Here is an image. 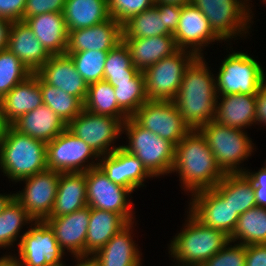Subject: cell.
Returning a JSON list of instances; mask_svg holds the SVG:
<instances>
[{
  "mask_svg": "<svg viewBox=\"0 0 266 266\" xmlns=\"http://www.w3.org/2000/svg\"><path fill=\"white\" fill-rule=\"evenodd\" d=\"M205 62L203 56H197L189 64L173 100L183 120L192 130L213 121L216 115L215 77Z\"/></svg>",
  "mask_w": 266,
  "mask_h": 266,
  "instance_id": "1",
  "label": "cell"
},
{
  "mask_svg": "<svg viewBox=\"0 0 266 266\" xmlns=\"http://www.w3.org/2000/svg\"><path fill=\"white\" fill-rule=\"evenodd\" d=\"M178 172L183 189L196 193L214 188L225 176L198 129L191 130L176 146L171 170Z\"/></svg>",
  "mask_w": 266,
  "mask_h": 266,
  "instance_id": "2",
  "label": "cell"
},
{
  "mask_svg": "<svg viewBox=\"0 0 266 266\" xmlns=\"http://www.w3.org/2000/svg\"><path fill=\"white\" fill-rule=\"evenodd\" d=\"M46 155L45 142L21 134L11 125L0 138V168L11 181L47 170Z\"/></svg>",
  "mask_w": 266,
  "mask_h": 266,
  "instance_id": "3",
  "label": "cell"
},
{
  "mask_svg": "<svg viewBox=\"0 0 266 266\" xmlns=\"http://www.w3.org/2000/svg\"><path fill=\"white\" fill-rule=\"evenodd\" d=\"M187 223L169 246V253L180 266H201L230 240L224 232L204 226L190 212ZM183 264V265H182Z\"/></svg>",
  "mask_w": 266,
  "mask_h": 266,
  "instance_id": "4",
  "label": "cell"
},
{
  "mask_svg": "<svg viewBox=\"0 0 266 266\" xmlns=\"http://www.w3.org/2000/svg\"><path fill=\"white\" fill-rule=\"evenodd\" d=\"M122 132H126L129 139L128 145H121L122 148L135 155L153 177L171 173L174 144L140 126L132 117L123 122Z\"/></svg>",
  "mask_w": 266,
  "mask_h": 266,
  "instance_id": "5",
  "label": "cell"
},
{
  "mask_svg": "<svg viewBox=\"0 0 266 266\" xmlns=\"http://www.w3.org/2000/svg\"><path fill=\"white\" fill-rule=\"evenodd\" d=\"M204 136L217 164L225 173L245 172L239 168L253 152V143L244 130L211 121L198 129ZM238 165V166H237Z\"/></svg>",
  "mask_w": 266,
  "mask_h": 266,
  "instance_id": "6",
  "label": "cell"
},
{
  "mask_svg": "<svg viewBox=\"0 0 266 266\" xmlns=\"http://www.w3.org/2000/svg\"><path fill=\"white\" fill-rule=\"evenodd\" d=\"M265 77L263 68L255 59L246 53L234 52L222 61L215 78L217 95H256Z\"/></svg>",
  "mask_w": 266,
  "mask_h": 266,
  "instance_id": "7",
  "label": "cell"
},
{
  "mask_svg": "<svg viewBox=\"0 0 266 266\" xmlns=\"http://www.w3.org/2000/svg\"><path fill=\"white\" fill-rule=\"evenodd\" d=\"M196 57L189 50L179 49L146 69L143 74L148 100L173 101L186 68Z\"/></svg>",
  "mask_w": 266,
  "mask_h": 266,
  "instance_id": "8",
  "label": "cell"
},
{
  "mask_svg": "<svg viewBox=\"0 0 266 266\" xmlns=\"http://www.w3.org/2000/svg\"><path fill=\"white\" fill-rule=\"evenodd\" d=\"M242 1L243 0H191V3L207 18L213 32L221 40L226 41V39L235 38L239 34H246L248 28L251 27L249 25L253 18L251 17L252 15H250V13H252L250 10L251 7L249 8L247 4L249 2L246 0Z\"/></svg>",
  "mask_w": 266,
  "mask_h": 266,
  "instance_id": "9",
  "label": "cell"
},
{
  "mask_svg": "<svg viewBox=\"0 0 266 266\" xmlns=\"http://www.w3.org/2000/svg\"><path fill=\"white\" fill-rule=\"evenodd\" d=\"M47 170L59 173L86 172L98 167V162H89L100 156L82 139L67 128L46 144ZM86 162L87 165L85 164Z\"/></svg>",
  "mask_w": 266,
  "mask_h": 266,
  "instance_id": "10",
  "label": "cell"
},
{
  "mask_svg": "<svg viewBox=\"0 0 266 266\" xmlns=\"http://www.w3.org/2000/svg\"><path fill=\"white\" fill-rule=\"evenodd\" d=\"M19 237V258L13 256L17 266H55L62 263L65 252L45 220L35 221L34 227L31 226Z\"/></svg>",
  "mask_w": 266,
  "mask_h": 266,
  "instance_id": "11",
  "label": "cell"
},
{
  "mask_svg": "<svg viewBox=\"0 0 266 266\" xmlns=\"http://www.w3.org/2000/svg\"><path fill=\"white\" fill-rule=\"evenodd\" d=\"M131 117L175 146L192 130L173 101L147 100Z\"/></svg>",
  "mask_w": 266,
  "mask_h": 266,
  "instance_id": "12",
  "label": "cell"
},
{
  "mask_svg": "<svg viewBox=\"0 0 266 266\" xmlns=\"http://www.w3.org/2000/svg\"><path fill=\"white\" fill-rule=\"evenodd\" d=\"M123 122L112 116L95 114L83 109L68 125L67 129L82 139L99 156L107 155L117 148L109 147L123 133Z\"/></svg>",
  "mask_w": 266,
  "mask_h": 266,
  "instance_id": "13",
  "label": "cell"
},
{
  "mask_svg": "<svg viewBox=\"0 0 266 266\" xmlns=\"http://www.w3.org/2000/svg\"><path fill=\"white\" fill-rule=\"evenodd\" d=\"M85 179L90 208L118 213L128 223L134 220L132 202L127 199L132 192L128 188L109 180L99 167L86 171Z\"/></svg>",
  "mask_w": 266,
  "mask_h": 266,
  "instance_id": "14",
  "label": "cell"
},
{
  "mask_svg": "<svg viewBox=\"0 0 266 266\" xmlns=\"http://www.w3.org/2000/svg\"><path fill=\"white\" fill-rule=\"evenodd\" d=\"M60 173L52 170L22 179L26 186L14 194V198L23 206L35 221L46 220L53 209L58 189Z\"/></svg>",
  "mask_w": 266,
  "mask_h": 266,
  "instance_id": "15",
  "label": "cell"
},
{
  "mask_svg": "<svg viewBox=\"0 0 266 266\" xmlns=\"http://www.w3.org/2000/svg\"><path fill=\"white\" fill-rule=\"evenodd\" d=\"M191 196L189 212L204 226L218 229L230 237L239 218L230 203L214 188L198 191Z\"/></svg>",
  "mask_w": 266,
  "mask_h": 266,
  "instance_id": "16",
  "label": "cell"
},
{
  "mask_svg": "<svg viewBox=\"0 0 266 266\" xmlns=\"http://www.w3.org/2000/svg\"><path fill=\"white\" fill-rule=\"evenodd\" d=\"M177 47L202 56V48L221 39L213 32L209 21L192 3L181 6V15L173 33ZM190 48V49H188Z\"/></svg>",
  "mask_w": 266,
  "mask_h": 266,
  "instance_id": "17",
  "label": "cell"
},
{
  "mask_svg": "<svg viewBox=\"0 0 266 266\" xmlns=\"http://www.w3.org/2000/svg\"><path fill=\"white\" fill-rule=\"evenodd\" d=\"M98 167L112 182L128 188L132 193L144 186L147 177L153 176L146 170L142 162L122 147L113 152L100 156ZM143 183V184H142Z\"/></svg>",
  "mask_w": 266,
  "mask_h": 266,
  "instance_id": "18",
  "label": "cell"
},
{
  "mask_svg": "<svg viewBox=\"0 0 266 266\" xmlns=\"http://www.w3.org/2000/svg\"><path fill=\"white\" fill-rule=\"evenodd\" d=\"M122 25L110 18L99 24L68 31L66 52L109 51L122 41Z\"/></svg>",
  "mask_w": 266,
  "mask_h": 266,
  "instance_id": "19",
  "label": "cell"
},
{
  "mask_svg": "<svg viewBox=\"0 0 266 266\" xmlns=\"http://www.w3.org/2000/svg\"><path fill=\"white\" fill-rule=\"evenodd\" d=\"M47 84L77 97L83 104L88 93V84L77 72L67 54L51 55L36 72Z\"/></svg>",
  "mask_w": 266,
  "mask_h": 266,
  "instance_id": "20",
  "label": "cell"
},
{
  "mask_svg": "<svg viewBox=\"0 0 266 266\" xmlns=\"http://www.w3.org/2000/svg\"><path fill=\"white\" fill-rule=\"evenodd\" d=\"M91 208L82 209L61 217H48L45 221L54 230L56 240L63 251L74 256L85 255V241Z\"/></svg>",
  "mask_w": 266,
  "mask_h": 266,
  "instance_id": "21",
  "label": "cell"
},
{
  "mask_svg": "<svg viewBox=\"0 0 266 266\" xmlns=\"http://www.w3.org/2000/svg\"><path fill=\"white\" fill-rule=\"evenodd\" d=\"M7 49L17 56L32 73H36L51 56L24 21L11 23Z\"/></svg>",
  "mask_w": 266,
  "mask_h": 266,
  "instance_id": "22",
  "label": "cell"
},
{
  "mask_svg": "<svg viewBox=\"0 0 266 266\" xmlns=\"http://www.w3.org/2000/svg\"><path fill=\"white\" fill-rule=\"evenodd\" d=\"M122 41L129 49L132 65L140 72L179 50L173 35L122 38Z\"/></svg>",
  "mask_w": 266,
  "mask_h": 266,
  "instance_id": "23",
  "label": "cell"
},
{
  "mask_svg": "<svg viewBox=\"0 0 266 266\" xmlns=\"http://www.w3.org/2000/svg\"><path fill=\"white\" fill-rule=\"evenodd\" d=\"M24 22L50 55H63L68 44V31L63 13H44L26 18Z\"/></svg>",
  "mask_w": 266,
  "mask_h": 266,
  "instance_id": "24",
  "label": "cell"
},
{
  "mask_svg": "<svg viewBox=\"0 0 266 266\" xmlns=\"http://www.w3.org/2000/svg\"><path fill=\"white\" fill-rule=\"evenodd\" d=\"M11 126L19 133L41 140L46 144L67 128V124L44 104L23 114Z\"/></svg>",
  "mask_w": 266,
  "mask_h": 266,
  "instance_id": "25",
  "label": "cell"
},
{
  "mask_svg": "<svg viewBox=\"0 0 266 266\" xmlns=\"http://www.w3.org/2000/svg\"><path fill=\"white\" fill-rule=\"evenodd\" d=\"M43 104L40 76L33 73L2 98L3 117L11 125L20 116Z\"/></svg>",
  "mask_w": 266,
  "mask_h": 266,
  "instance_id": "26",
  "label": "cell"
},
{
  "mask_svg": "<svg viewBox=\"0 0 266 266\" xmlns=\"http://www.w3.org/2000/svg\"><path fill=\"white\" fill-rule=\"evenodd\" d=\"M133 222L117 232L103 248L93 254L99 266H141L140 252L131 236ZM131 231V232H130Z\"/></svg>",
  "mask_w": 266,
  "mask_h": 266,
  "instance_id": "27",
  "label": "cell"
},
{
  "mask_svg": "<svg viewBox=\"0 0 266 266\" xmlns=\"http://www.w3.org/2000/svg\"><path fill=\"white\" fill-rule=\"evenodd\" d=\"M222 98V99H221ZM221 99V103L218 102ZM219 103V104H218ZM256 95H217L214 121L228 127L245 129L255 122Z\"/></svg>",
  "mask_w": 266,
  "mask_h": 266,
  "instance_id": "28",
  "label": "cell"
},
{
  "mask_svg": "<svg viewBox=\"0 0 266 266\" xmlns=\"http://www.w3.org/2000/svg\"><path fill=\"white\" fill-rule=\"evenodd\" d=\"M87 206L85 172L60 173L54 206L49 217H61Z\"/></svg>",
  "mask_w": 266,
  "mask_h": 266,
  "instance_id": "29",
  "label": "cell"
},
{
  "mask_svg": "<svg viewBox=\"0 0 266 266\" xmlns=\"http://www.w3.org/2000/svg\"><path fill=\"white\" fill-rule=\"evenodd\" d=\"M128 222L118 213L91 208L85 241V255H93Z\"/></svg>",
  "mask_w": 266,
  "mask_h": 266,
  "instance_id": "30",
  "label": "cell"
},
{
  "mask_svg": "<svg viewBox=\"0 0 266 266\" xmlns=\"http://www.w3.org/2000/svg\"><path fill=\"white\" fill-rule=\"evenodd\" d=\"M62 13L67 31L91 27L111 18L107 0H65Z\"/></svg>",
  "mask_w": 266,
  "mask_h": 266,
  "instance_id": "31",
  "label": "cell"
},
{
  "mask_svg": "<svg viewBox=\"0 0 266 266\" xmlns=\"http://www.w3.org/2000/svg\"><path fill=\"white\" fill-rule=\"evenodd\" d=\"M214 189L230 203L239 216L256 207L253 182L245 172L226 173Z\"/></svg>",
  "mask_w": 266,
  "mask_h": 266,
  "instance_id": "32",
  "label": "cell"
},
{
  "mask_svg": "<svg viewBox=\"0 0 266 266\" xmlns=\"http://www.w3.org/2000/svg\"><path fill=\"white\" fill-rule=\"evenodd\" d=\"M240 244H266V208L254 207L242 213L229 237L231 242Z\"/></svg>",
  "mask_w": 266,
  "mask_h": 266,
  "instance_id": "33",
  "label": "cell"
},
{
  "mask_svg": "<svg viewBox=\"0 0 266 266\" xmlns=\"http://www.w3.org/2000/svg\"><path fill=\"white\" fill-rule=\"evenodd\" d=\"M86 111L112 116L122 122L129 116L118 106L114 87L106 80H101L88 85V93L84 102Z\"/></svg>",
  "mask_w": 266,
  "mask_h": 266,
  "instance_id": "34",
  "label": "cell"
},
{
  "mask_svg": "<svg viewBox=\"0 0 266 266\" xmlns=\"http://www.w3.org/2000/svg\"><path fill=\"white\" fill-rule=\"evenodd\" d=\"M139 73L132 65L129 49L123 41L108 51L103 80L116 87L117 83L129 82Z\"/></svg>",
  "mask_w": 266,
  "mask_h": 266,
  "instance_id": "35",
  "label": "cell"
},
{
  "mask_svg": "<svg viewBox=\"0 0 266 266\" xmlns=\"http://www.w3.org/2000/svg\"><path fill=\"white\" fill-rule=\"evenodd\" d=\"M122 38H149L159 35H173L163 26L159 10L154 5L131 17L122 25Z\"/></svg>",
  "mask_w": 266,
  "mask_h": 266,
  "instance_id": "36",
  "label": "cell"
},
{
  "mask_svg": "<svg viewBox=\"0 0 266 266\" xmlns=\"http://www.w3.org/2000/svg\"><path fill=\"white\" fill-rule=\"evenodd\" d=\"M40 90L43 104L50 107L67 125L84 109V104L77 97L47 84L41 77Z\"/></svg>",
  "mask_w": 266,
  "mask_h": 266,
  "instance_id": "37",
  "label": "cell"
},
{
  "mask_svg": "<svg viewBox=\"0 0 266 266\" xmlns=\"http://www.w3.org/2000/svg\"><path fill=\"white\" fill-rule=\"evenodd\" d=\"M35 220L23 206L14 198L0 214V248L13 246L17 241L21 227Z\"/></svg>",
  "mask_w": 266,
  "mask_h": 266,
  "instance_id": "38",
  "label": "cell"
},
{
  "mask_svg": "<svg viewBox=\"0 0 266 266\" xmlns=\"http://www.w3.org/2000/svg\"><path fill=\"white\" fill-rule=\"evenodd\" d=\"M118 106L131 117L147 100L145 78L140 72L129 82L117 83L114 87Z\"/></svg>",
  "mask_w": 266,
  "mask_h": 266,
  "instance_id": "39",
  "label": "cell"
},
{
  "mask_svg": "<svg viewBox=\"0 0 266 266\" xmlns=\"http://www.w3.org/2000/svg\"><path fill=\"white\" fill-rule=\"evenodd\" d=\"M65 54L71 58L77 72L88 85L103 80L108 51L88 50L82 52H66Z\"/></svg>",
  "mask_w": 266,
  "mask_h": 266,
  "instance_id": "40",
  "label": "cell"
},
{
  "mask_svg": "<svg viewBox=\"0 0 266 266\" xmlns=\"http://www.w3.org/2000/svg\"><path fill=\"white\" fill-rule=\"evenodd\" d=\"M33 73L7 48L0 51V98Z\"/></svg>",
  "mask_w": 266,
  "mask_h": 266,
  "instance_id": "41",
  "label": "cell"
},
{
  "mask_svg": "<svg viewBox=\"0 0 266 266\" xmlns=\"http://www.w3.org/2000/svg\"><path fill=\"white\" fill-rule=\"evenodd\" d=\"M156 0H107L111 18L123 25L131 17L155 5Z\"/></svg>",
  "mask_w": 266,
  "mask_h": 266,
  "instance_id": "42",
  "label": "cell"
},
{
  "mask_svg": "<svg viewBox=\"0 0 266 266\" xmlns=\"http://www.w3.org/2000/svg\"><path fill=\"white\" fill-rule=\"evenodd\" d=\"M229 241L219 252L209 258L201 266H245L246 245Z\"/></svg>",
  "mask_w": 266,
  "mask_h": 266,
  "instance_id": "43",
  "label": "cell"
},
{
  "mask_svg": "<svg viewBox=\"0 0 266 266\" xmlns=\"http://www.w3.org/2000/svg\"><path fill=\"white\" fill-rule=\"evenodd\" d=\"M65 0H26L23 21L26 18L44 13H62Z\"/></svg>",
  "mask_w": 266,
  "mask_h": 266,
  "instance_id": "44",
  "label": "cell"
},
{
  "mask_svg": "<svg viewBox=\"0 0 266 266\" xmlns=\"http://www.w3.org/2000/svg\"><path fill=\"white\" fill-rule=\"evenodd\" d=\"M155 6L162 17L163 26L172 34L176 31L181 15V5L155 1Z\"/></svg>",
  "mask_w": 266,
  "mask_h": 266,
  "instance_id": "45",
  "label": "cell"
},
{
  "mask_svg": "<svg viewBox=\"0 0 266 266\" xmlns=\"http://www.w3.org/2000/svg\"><path fill=\"white\" fill-rule=\"evenodd\" d=\"M245 173L253 182L256 206L266 208V165L258 172L246 170Z\"/></svg>",
  "mask_w": 266,
  "mask_h": 266,
  "instance_id": "46",
  "label": "cell"
},
{
  "mask_svg": "<svg viewBox=\"0 0 266 266\" xmlns=\"http://www.w3.org/2000/svg\"><path fill=\"white\" fill-rule=\"evenodd\" d=\"M26 0H0V17L11 22L23 21Z\"/></svg>",
  "mask_w": 266,
  "mask_h": 266,
  "instance_id": "47",
  "label": "cell"
},
{
  "mask_svg": "<svg viewBox=\"0 0 266 266\" xmlns=\"http://www.w3.org/2000/svg\"><path fill=\"white\" fill-rule=\"evenodd\" d=\"M245 266H266V244L246 245Z\"/></svg>",
  "mask_w": 266,
  "mask_h": 266,
  "instance_id": "48",
  "label": "cell"
},
{
  "mask_svg": "<svg viewBox=\"0 0 266 266\" xmlns=\"http://www.w3.org/2000/svg\"><path fill=\"white\" fill-rule=\"evenodd\" d=\"M256 124L263 123L266 126V81L260 86L256 93V111H255Z\"/></svg>",
  "mask_w": 266,
  "mask_h": 266,
  "instance_id": "49",
  "label": "cell"
},
{
  "mask_svg": "<svg viewBox=\"0 0 266 266\" xmlns=\"http://www.w3.org/2000/svg\"><path fill=\"white\" fill-rule=\"evenodd\" d=\"M11 21L0 17V51L7 48L8 33Z\"/></svg>",
  "mask_w": 266,
  "mask_h": 266,
  "instance_id": "50",
  "label": "cell"
},
{
  "mask_svg": "<svg viewBox=\"0 0 266 266\" xmlns=\"http://www.w3.org/2000/svg\"><path fill=\"white\" fill-rule=\"evenodd\" d=\"M90 256V257H89ZM77 259V263L75 266H99L97 260L93 255H79L74 256Z\"/></svg>",
  "mask_w": 266,
  "mask_h": 266,
  "instance_id": "51",
  "label": "cell"
},
{
  "mask_svg": "<svg viewBox=\"0 0 266 266\" xmlns=\"http://www.w3.org/2000/svg\"><path fill=\"white\" fill-rule=\"evenodd\" d=\"M14 199V194L3 195L0 194V214L9 205V203Z\"/></svg>",
  "mask_w": 266,
  "mask_h": 266,
  "instance_id": "52",
  "label": "cell"
},
{
  "mask_svg": "<svg viewBox=\"0 0 266 266\" xmlns=\"http://www.w3.org/2000/svg\"><path fill=\"white\" fill-rule=\"evenodd\" d=\"M0 266H17L13 256L11 255H4L0 257Z\"/></svg>",
  "mask_w": 266,
  "mask_h": 266,
  "instance_id": "53",
  "label": "cell"
},
{
  "mask_svg": "<svg viewBox=\"0 0 266 266\" xmlns=\"http://www.w3.org/2000/svg\"><path fill=\"white\" fill-rule=\"evenodd\" d=\"M8 124L5 122L3 117V109H2V98H0V138L4 135Z\"/></svg>",
  "mask_w": 266,
  "mask_h": 266,
  "instance_id": "54",
  "label": "cell"
},
{
  "mask_svg": "<svg viewBox=\"0 0 266 266\" xmlns=\"http://www.w3.org/2000/svg\"><path fill=\"white\" fill-rule=\"evenodd\" d=\"M164 3L178 4L183 6L184 4L191 3V0H157Z\"/></svg>",
  "mask_w": 266,
  "mask_h": 266,
  "instance_id": "55",
  "label": "cell"
},
{
  "mask_svg": "<svg viewBox=\"0 0 266 266\" xmlns=\"http://www.w3.org/2000/svg\"><path fill=\"white\" fill-rule=\"evenodd\" d=\"M55 266H66V265L61 263V264H58V265H55Z\"/></svg>",
  "mask_w": 266,
  "mask_h": 266,
  "instance_id": "56",
  "label": "cell"
}]
</instances>
